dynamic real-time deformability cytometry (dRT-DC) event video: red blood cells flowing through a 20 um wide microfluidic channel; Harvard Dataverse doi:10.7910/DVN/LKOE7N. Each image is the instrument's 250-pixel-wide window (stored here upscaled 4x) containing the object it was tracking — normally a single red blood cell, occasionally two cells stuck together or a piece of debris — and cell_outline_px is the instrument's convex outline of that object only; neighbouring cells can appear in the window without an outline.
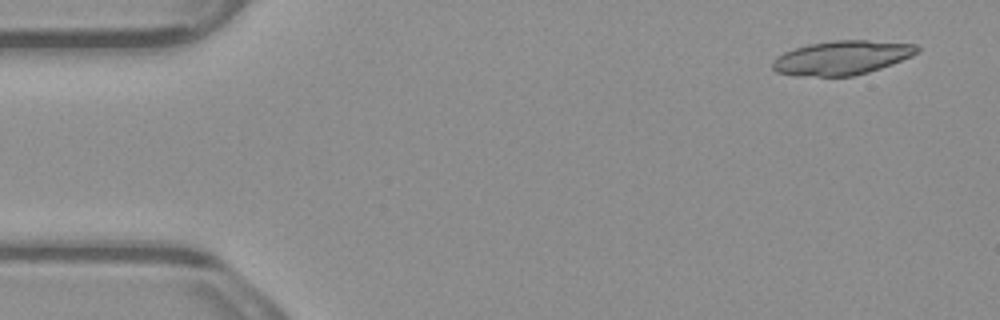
{"species": "common noctule bat (a hibernating species)", "species_latin": "Nyctalus noctula", "temperature_condition": "warm", "stored_images_in_passage": 5, "camera_frame_rate_fps": 3000, "um_per_image_px": 0.085, "animal": {"sex": "male", "body_mass_g": 23.1, "forearm_length_mm": 52.7}, "frame": {"image": 1, "passage_image": 1, "time_ms": 0.0, "image_size_px": [1000, 320], "cell_outline_px": [[920, 52], [912, 56], [892, 64], [868, 72], [852, 76], [796, 76], [776, 72], [772, 68], [772, 60], [776, 56], [784, 52], [808, 44], [836, 40], [868, 40], [916, 44], [920, 48]], "centroid_in_image_um": [71.56, 4.91], "position_along_channel_um": 13.4, "area_um2": 28.84}}
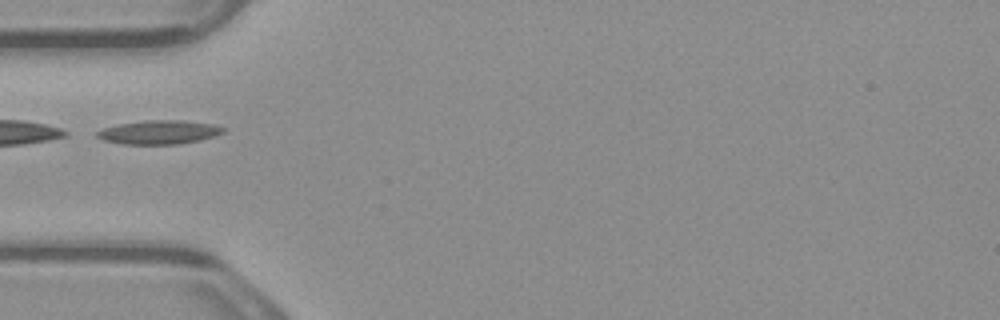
{"frame": {"image": 2, "passage_image": 5, "time_ms": 1.333, "image_size_px": [1000, 320], "cell_outline_px": [[224, 132], [216, 136], [200, 140], [176, 144], [124, 144], [104, 140], [96, 136], [96, 132], [104, 128], [120, 124], [144, 120], [184, 120], [216, 124], [224, 128]], "centroid_in_image_um": [13.57, 11.23], "position_along_channel_um": 71.4, "area_um2": 17.51}}